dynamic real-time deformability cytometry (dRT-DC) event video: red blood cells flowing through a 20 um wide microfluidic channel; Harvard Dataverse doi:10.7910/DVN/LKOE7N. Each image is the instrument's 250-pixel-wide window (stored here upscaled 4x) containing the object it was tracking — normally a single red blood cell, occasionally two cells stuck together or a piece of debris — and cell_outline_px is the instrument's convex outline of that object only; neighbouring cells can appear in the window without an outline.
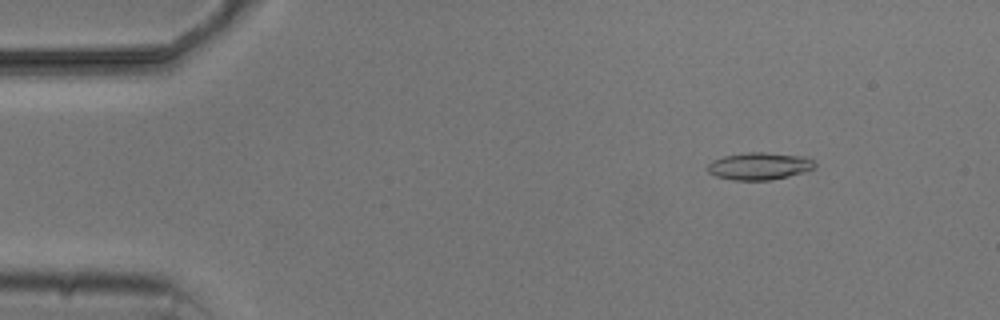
{"species": "common noctule bat (a hibernating species)", "species_latin": "Nyctalus noctula", "temperature_condition": "cold", "stored_images_in_passage": 6, "camera_frame_rate_fps": 3000, "um_per_image_px": 0.085, "animal": {"sex": "male", "body_mass_g": 20.5, "forearm_length_mm": 52.5}, "frame": {"image": 1, "passage_image": 2, "time_ms": 1.0, "image_size_px": [1000, 320], "cell_outline_px": [[816, 168], [804, 172], [772, 180], [732, 180], [716, 176], [708, 172], [708, 164], [712, 160], [724, 156], [748, 152], [764, 152], [808, 156], [816, 164]], "centroid_in_image_um": [64.58, 14.11], "position_along_channel_um": 20.4, "area_um2": 17.22}}
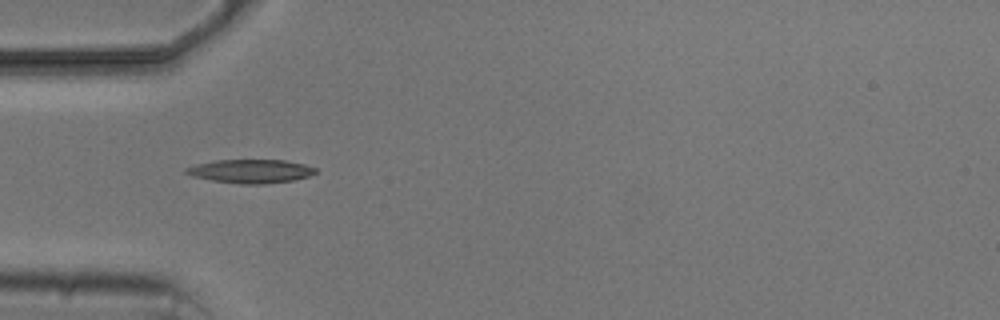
{"frame": {"image": 2, "passage_image": 5, "time_ms": 4.333, "image_size_px": [1000, 320], "cell_outline_px": [[316, 172], [308, 176], [292, 180], [264, 184], [240, 184], [212, 180], [192, 176], [184, 172], [184, 168], [196, 164], [216, 160], [284, 160], [304, 164], [316, 168]], "centroid_in_image_um": [21.28, 14.55], "position_along_channel_um": 63.7, "area_um2": 17.74}}
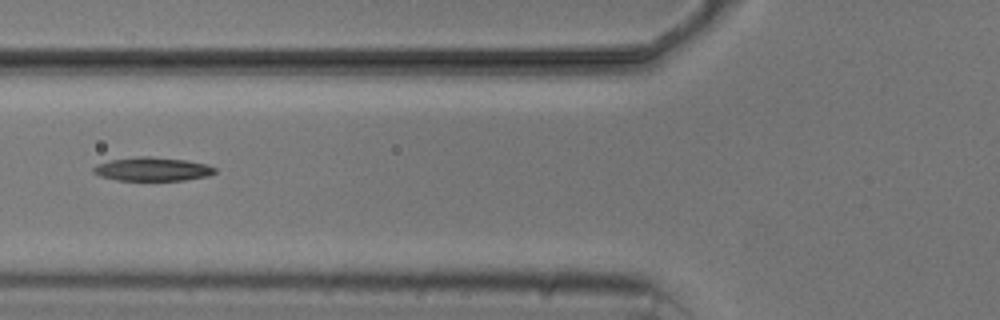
{"frame": {"image": 3, "passage_image": 6, "time_ms": 5.667, "image_size_px": [1000, 320], "cell_outline_px": [[216, 172], [208, 176], [184, 180], [116, 180], [100, 176], [92, 172], [92, 168], [96, 164], [108, 160], [136, 156], [148, 156], [184, 160], [204, 164], [216, 168]], "centroid_in_image_um": [12.89, 14.37], "position_along_channel_um": 112.9, "area_um2": 16.76}}